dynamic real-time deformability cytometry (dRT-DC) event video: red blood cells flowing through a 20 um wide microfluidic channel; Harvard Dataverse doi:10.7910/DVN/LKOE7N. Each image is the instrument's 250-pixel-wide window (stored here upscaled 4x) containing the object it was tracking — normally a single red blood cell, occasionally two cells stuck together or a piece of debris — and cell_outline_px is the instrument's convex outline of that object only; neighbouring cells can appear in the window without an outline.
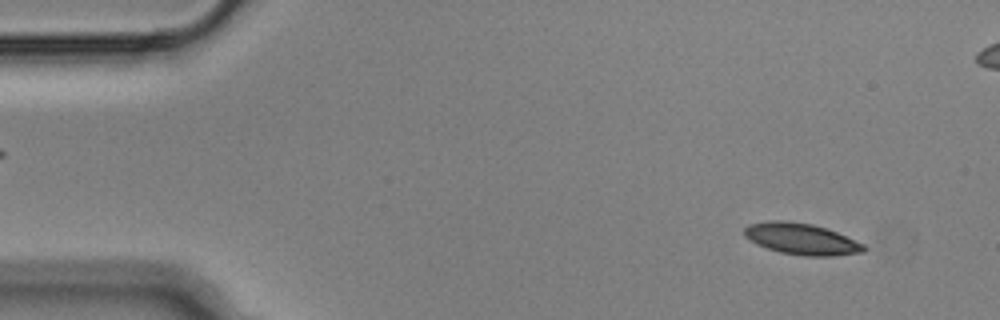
{"species": "Egyptian fruit bat (a non-hibernating species)", "species_latin": "Rousettus aegyptiacus", "temperature_condition": "cold", "stored_images_in_passage": 5, "camera_frame_rate_fps": 3000, "um_per_image_px": 0.085, "animal": {"sex": "male"}, "frame": {"image": 1, "passage_image": 1, "time_ms": 0.0, "image_size_px": [1000, 320], "cell_outline_px": [[868, 248], [864, 252], [832, 256], [804, 256], [780, 252], [756, 244], [748, 240], [744, 236], [744, 228], [748, 224], [768, 220], [788, 220], [812, 224], [836, 232], [864, 244]], "centroid_in_image_um": [68.09, 20.3], "position_along_channel_um": 16.9, "area_um2": 21.96}}